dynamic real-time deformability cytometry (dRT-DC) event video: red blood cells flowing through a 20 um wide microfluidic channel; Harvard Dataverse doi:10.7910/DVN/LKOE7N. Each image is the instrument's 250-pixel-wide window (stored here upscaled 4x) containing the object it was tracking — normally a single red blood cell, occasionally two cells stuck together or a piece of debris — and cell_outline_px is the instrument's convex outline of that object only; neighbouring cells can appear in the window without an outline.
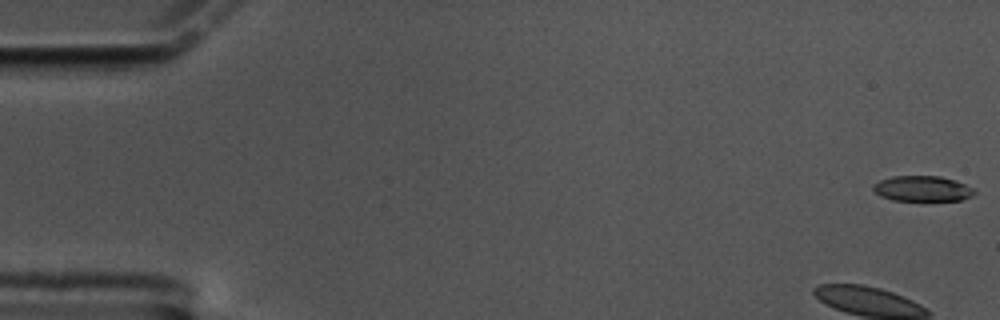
{"species": "common noctule bat (a hibernating species)", "species_latin": "Nyctalus noctula", "temperature_condition": "cold", "stored_images_in_passage": 17, "camera_frame_rate_fps": 3000, "um_per_image_px": 0.085, "animal": {"sex": "male", "body_mass_g": 17.5, "forearm_length_mm": 52.3}, "frame": {"image": 1, "passage_image": 1, "time_ms": 0.0, "image_size_px": [1000, 320], "cell_outline_px": [[976, 192], [972, 196], [960, 200], [892, 200], [880, 196], [872, 188], [872, 184], [880, 180], [892, 176], [940, 176], [956, 180], [976, 188]], "centroid_in_image_um": [78.43, 16.02], "position_along_channel_um": 6.6, "area_um2": 15.14}}